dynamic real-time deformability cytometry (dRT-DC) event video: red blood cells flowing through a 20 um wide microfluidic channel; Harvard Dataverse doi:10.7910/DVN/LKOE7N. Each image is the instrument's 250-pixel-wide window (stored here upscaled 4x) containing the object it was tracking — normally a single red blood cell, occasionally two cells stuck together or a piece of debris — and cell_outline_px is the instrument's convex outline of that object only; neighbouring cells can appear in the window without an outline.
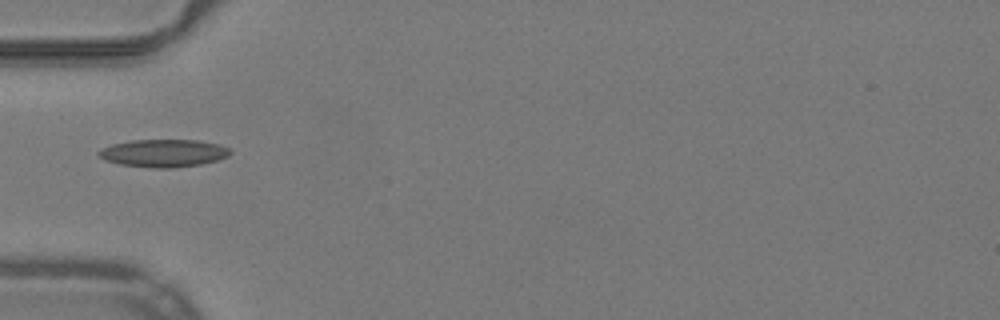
{"species": "common noctule bat (a hibernating species)", "species_latin": "Nyctalus noctula", "temperature_condition": "warm", "stored_images_in_passage": 35, "camera_frame_rate_fps": 3000, "um_per_image_px": 0.085, "animal": {"sex": "male", "body_mass_g": 19.2, "forearm_length_mm": 51.8}, "frame": {"image": 1, "passage_image": 1, "time_ms": 0.0, "image_size_px": [1000, 320], "cell_outline_px": [[232, 152], [228, 156], [216, 160], [200, 164], [172, 168], [156, 168], [120, 164], [104, 160], [96, 152], [100, 148], [112, 144], [132, 140], [196, 140], [220, 144], [228, 148]], "centroid_in_image_um": [13.88, 13.01], "position_along_channel_um": 71.1, "area_um2": 21.15}}
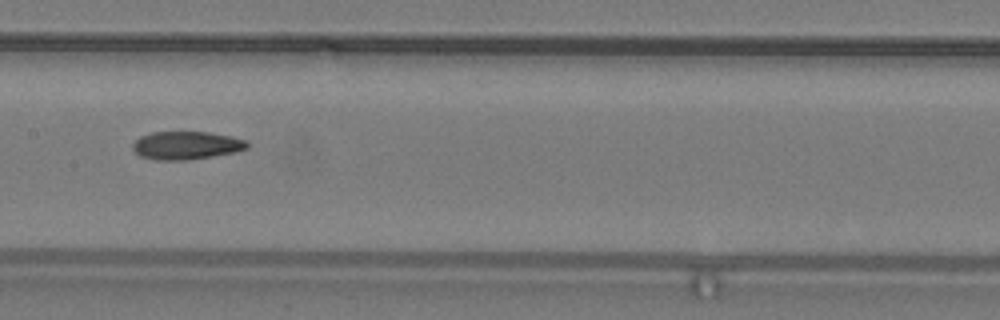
{"frame": {"image": 2, "passage_image": 10, "time_ms": 3.0, "image_size_px": [1000, 320], "cell_outline_px": [[248, 148], [236, 152], [188, 160], [156, 160], [140, 156], [132, 148], [132, 144], [140, 136], [152, 132], [208, 132], [232, 136], [244, 140], [248, 144]], "centroid_in_image_um": [15.83, 12.36], "position_along_channel_um": 191.6, "area_um2": 18.73}}
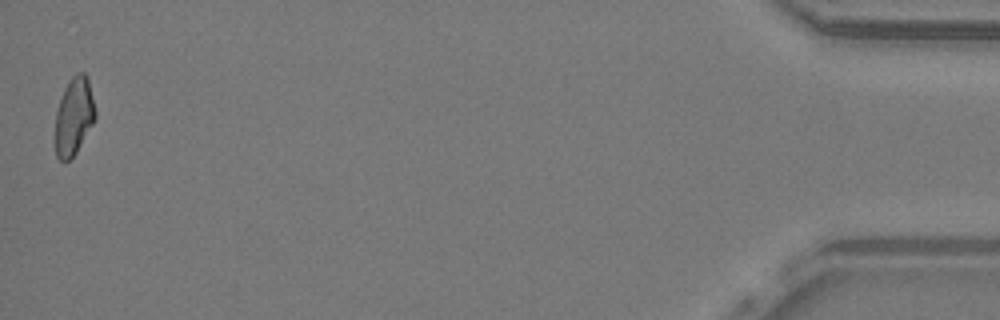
{"frame": {"image": 3, "passage_image": 35, "time_ms": 11.333, "image_size_px": [1000, 320], "cell_outline_px": [[96, 116], [92, 124], [76, 152], [64, 164], [56, 156], [56, 112], [60, 96], [64, 88], [72, 76], [76, 72], [84, 72], [88, 76], [96, 112]], "centroid_in_image_um": [6.28, 9.84], "position_along_channel_um": 428.9, "area_um2": 18.09}, "authors_computed_cell_mechanics": {"area_um2": 18.6694, "velocity_mm_per_s": 3.9841, "shape_relaxation_time_tau1_ms": 7.5964, "shape_relaxation_time_tau2_ms": 4.0182, "deformation_change_tau1": 0.1959, "deformation_change_tau2": 0.1204}}